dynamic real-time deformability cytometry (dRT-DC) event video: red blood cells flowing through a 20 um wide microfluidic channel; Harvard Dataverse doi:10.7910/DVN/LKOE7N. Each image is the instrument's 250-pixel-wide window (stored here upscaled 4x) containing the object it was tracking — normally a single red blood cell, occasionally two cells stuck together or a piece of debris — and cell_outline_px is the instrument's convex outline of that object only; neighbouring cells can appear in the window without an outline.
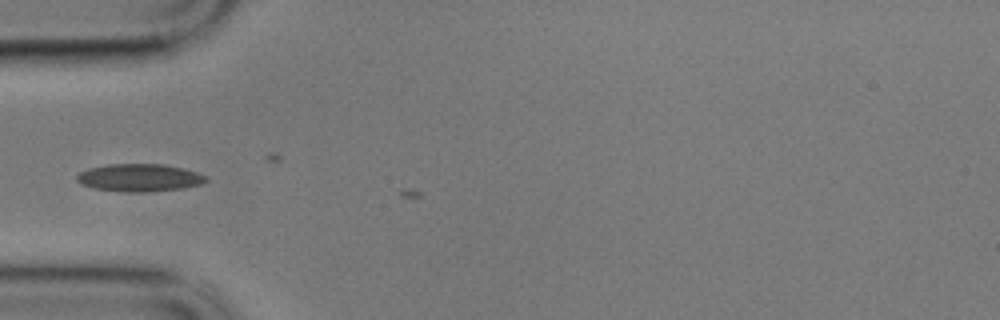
{"species": "common noctule bat (a hibernating species)", "species_latin": "Nyctalus noctula", "temperature_condition": "cold", "stored_images_in_passage": 4, "camera_frame_rate_fps": 3000, "um_per_image_px": 0.085, "animal": {"sex": "male", "body_mass_g": 17.9}, "frame": {"image": 1, "passage_image": 3, "time_ms": 0.667, "image_size_px": [1000, 320], "cell_outline_px": [[208, 180], [200, 184], [184, 188], [152, 192], [124, 192], [92, 188], [80, 184], [76, 180], [76, 176], [80, 172], [88, 168], [108, 164], [164, 164], [184, 168], [196, 172], [204, 176]], "centroid_in_image_um": [11.82, 15.11], "position_along_channel_um": 73.2, "area_um2": 20.98}}